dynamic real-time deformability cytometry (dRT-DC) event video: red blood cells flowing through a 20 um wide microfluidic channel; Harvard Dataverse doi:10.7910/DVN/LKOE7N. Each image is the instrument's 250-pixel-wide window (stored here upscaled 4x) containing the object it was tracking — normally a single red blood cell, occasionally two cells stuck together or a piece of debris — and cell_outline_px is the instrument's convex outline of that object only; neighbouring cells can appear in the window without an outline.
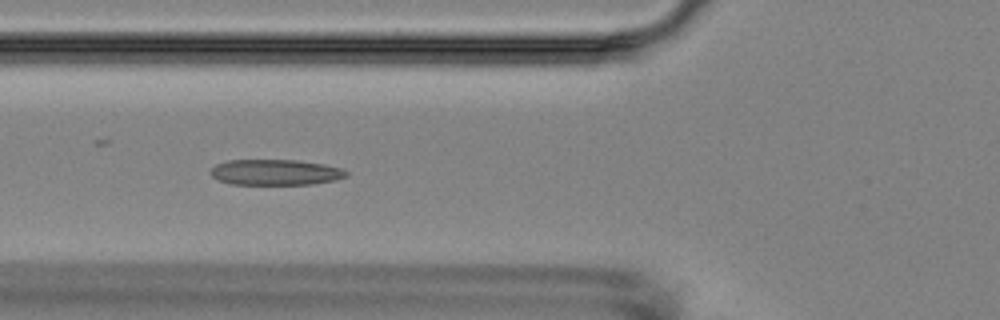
{"species": "Egyptian fruit bat (a non-hibernating species)", "species_latin": "Rousettus aegyptiacus", "temperature_condition": "room temperature", "stored_images_in_passage": 8, "camera_frame_rate_fps": 3000, "um_per_image_px": 0.085, "animal": {"sex": "female"}, "frame": {"image": 1, "passage_image": 7, "time_ms": 6.667, "image_size_px": [1000, 320], "cell_outline_px": [[348, 176], [336, 180], [312, 184], [232, 184], [220, 180], [212, 176], [212, 168], [216, 164], [228, 160], [296, 160], [324, 164], [340, 168], [348, 172]], "centroid_in_image_um": [23.45, 14.64], "position_along_channel_um": 102.4, "area_um2": 20.17}}